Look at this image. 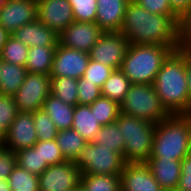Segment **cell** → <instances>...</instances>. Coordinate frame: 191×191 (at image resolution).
<instances>
[{
  "instance_id": "6da1fadb",
  "label": "cell",
  "mask_w": 191,
  "mask_h": 191,
  "mask_svg": "<svg viewBox=\"0 0 191 191\" xmlns=\"http://www.w3.org/2000/svg\"><path fill=\"white\" fill-rule=\"evenodd\" d=\"M178 21L179 16L152 14L130 0L119 32L129 44L168 46L176 51L181 47Z\"/></svg>"
},
{
  "instance_id": "7a4b0ae2",
  "label": "cell",
  "mask_w": 191,
  "mask_h": 191,
  "mask_svg": "<svg viewBox=\"0 0 191 191\" xmlns=\"http://www.w3.org/2000/svg\"><path fill=\"white\" fill-rule=\"evenodd\" d=\"M153 85L169 114H191V99L186 81L185 46H181L167 57Z\"/></svg>"
},
{
  "instance_id": "3957f363",
  "label": "cell",
  "mask_w": 191,
  "mask_h": 191,
  "mask_svg": "<svg viewBox=\"0 0 191 191\" xmlns=\"http://www.w3.org/2000/svg\"><path fill=\"white\" fill-rule=\"evenodd\" d=\"M191 152V114H170L156 124L149 158L182 161Z\"/></svg>"
},
{
  "instance_id": "277c9868",
  "label": "cell",
  "mask_w": 191,
  "mask_h": 191,
  "mask_svg": "<svg viewBox=\"0 0 191 191\" xmlns=\"http://www.w3.org/2000/svg\"><path fill=\"white\" fill-rule=\"evenodd\" d=\"M172 52L168 46L129 44L120 70L131 84L151 85L163 62Z\"/></svg>"
},
{
  "instance_id": "5b68a950",
  "label": "cell",
  "mask_w": 191,
  "mask_h": 191,
  "mask_svg": "<svg viewBox=\"0 0 191 191\" xmlns=\"http://www.w3.org/2000/svg\"><path fill=\"white\" fill-rule=\"evenodd\" d=\"M116 122L124 134L125 163H146L151 154L156 124L121 112Z\"/></svg>"
},
{
  "instance_id": "8992f818",
  "label": "cell",
  "mask_w": 191,
  "mask_h": 191,
  "mask_svg": "<svg viewBox=\"0 0 191 191\" xmlns=\"http://www.w3.org/2000/svg\"><path fill=\"white\" fill-rule=\"evenodd\" d=\"M120 112L155 124L170 115L162 105L153 84H131L120 104Z\"/></svg>"
},
{
  "instance_id": "52a82bcc",
  "label": "cell",
  "mask_w": 191,
  "mask_h": 191,
  "mask_svg": "<svg viewBox=\"0 0 191 191\" xmlns=\"http://www.w3.org/2000/svg\"><path fill=\"white\" fill-rule=\"evenodd\" d=\"M81 174L120 175L125 161L119 153L113 152L95 142H89L74 161Z\"/></svg>"
},
{
  "instance_id": "ba28073f",
  "label": "cell",
  "mask_w": 191,
  "mask_h": 191,
  "mask_svg": "<svg viewBox=\"0 0 191 191\" xmlns=\"http://www.w3.org/2000/svg\"><path fill=\"white\" fill-rule=\"evenodd\" d=\"M51 77L46 74L27 73L24 82L13 96L18 111L35 112L42 109L50 94Z\"/></svg>"
},
{
  "instance_id": "9c48e42d",
  "label": "cell",
  "mask_w": 191,
  "mask_h": 191,
  "mask_svg": "<svg viewBox=\"0 0 191 191\" xmlns=\"http://www.w3.org/2000/svg\"><path fill=\"white\" fill-rule=\"evenodd\" d=\"M81 171L74 161L50 165L39 176V191H73L80 187Z\"/></svg>"
},
{
  "instance_id": "30bf717a",
  "label": "cell",
  "mask_w": 191,
  "mask_h": 191,
  "mask_svg": "<svg viewBox=\"0 0 191 191\" xmlns=\"http://www.w3.org/2000/svg\"><path fill=\"white\" fill-rule=\"evenodd\" d=\"M128 39L120 32H104L90 51V59L120 69L128 49Z\"/></svg>"
},
{
  "instance_id": "8fae6325",
  "label": "cell",
  "mask_w": 191,
  "mask_h": 191,
  "mask_svg": "<svg viewBox=\"0 0 191 191\" xmlns=\"http://www.w3.org/2000/svg\"><path fill=\"white\" fill-rule=\"evenodd\" d=\"M37 141L33 113L18 111L16 117L7 128L1 145L5 149L17 152L33 147Z\"/></svg>"
},
{
  "instance_id": "7c38bea8",
  "label": "cell",
  "mask_w": 191,
  "mask_h": 191,
  "mask_svg": "<svg viewBox=\"0 0 191 191\" xmlns=\"http://www.w3.org/2000/svg\"><path fill=\"white\" fill-rule=\"evenodd\" d=\"M103 33L96 23L74 21L58 35V44L90 53Z\"/></svg>"
},
{
  "instance_id": "4fadbf2b",
  "label": "cell",
  "mask_w": 191,
  "mask_h": 191,
  "mask_svg": "<svg viewBox=\"0 0 191 191\" xmlns=\"http://www.w3.org/2000/svg\"><path fill=\"white\" fill-rule=\"evenodd\" d=\"M90 61V54L57 45L50 77H70L79 79Z\"/></svg>"
},
{
  "instance_id": "5bb4252c",
  "label": "cell",
  "mask_w": 191,
  "mask_h": 191,
  "mask_svg": "<svg viewBox=\"0 0 191 191\" xmlns=\"http://www.w3.org/2000/svg\"><path fill=\"white\" fill-rule=\"evenodd\" d=\"M37 20V0H7L0 7V25L11 35Z\"/></svg>"
},
{
  "instance_id": "9a60e30c",
  "label": "cell",
  "mask_w": 191,
  "mask_h": 191,
  "mask_svg": "<svg viewBox=\"0 0 191 191\" xmlns=\"http://www.w3.org/2000/svg\"><path fill=\"white\" fill-rule=\"evenodd\" d=\"M37 20L58 35L75 21L68 0H37Z\"/></svg>"
},
{
  "instance_id": "2e32d148",
  "label": "cell",
  "mask_w": 191,
  "mask_h": 191,
  "mask_svg": "<svg viewBox=\"0 0 191 191\" xmlns=\"http://www.w3.org/2000/svg\"><path fill=\"white\" fill-rule=\"evenodd\" d=\"M120 176L122 191H164L146 163H125Z\"/></svg>"
},
{
  "instance_id": "e0dca14e",
  "label": "cell",
  "mask_w": 191,
  "mask_h": 191,
  "mask_svg": "<svg viewBox=\"0 0 191 191\" xmlns=\"http://www.w3.org/2000/svg\"><path fill=\"white\" fill-rule=\"evenodd\" d=\"M130 0H97L95 23L104 32H119Z\"/></svg>"
},
{
  "instance_id": "ac0fdd59",
  "label": "cell",
  "mask_w": 191,
  "mask_h": 191,
  "mask_svg": "<svg viewBox=\"0 0 191 191\" xmlns=\"http://www.w3.org/2000/svg\"><path fill=\"white\" fill-rule=\"evenodd\" d=\"M11 35L29 48L35 46H57L59 38L54 30L38 20L25 24Z\"/></svg>"
},
{
  "instance_id": "d6986e66",
  "label": "cell",
  "mask_w": 191,
  "mask_h": 191,
  "mask_svg": "<svg viewBox=\"0 0 191 191\" xmlns=\"http://www.w3.org/2000/svg\"><path fill=\"white\" fill-rule=\"evenodd\" d=\"M146 164L164 190L177 188L181 176V161L171 158H149Z\"/></svg>"
},
{
  "instance_id": "ffe728a7",
  "label": "cell",
  "mask_w": 191,
  "mask_h": 191,
  "mask_svg": "<svg viewBox=\"0 0 191 191\" xmlns=\"http://www.w3.org/2000/svg\"><path fill=\"white\" fill-rule=\"evenodd\" d=\"M42 109L47 112L58 130L72 128L75 106L49 94L48 98L43 102Z\"/></svg>"
},
{
  "instance_id": "44dd1931",
  "label": "cell",
  "mask_w": 191,
  "mask_h": 191,
  "mask_svg": "<svg viewBox=\"0 0 191 191\" xmlns=\"http://www.w3.org/2000/svg\"><path fill=\"white\" fill-rule=\"evenodd\" d=\"M101 127L90 105L75 106L72 129L76 130L88 143L94 141Z\"/></svg>"
},
{
  "instance_id": "7402d4cb",
  "label": "cell",
  "mask_w": 191,
  "mask_h": 191,
  "mask_svg": "<svg viewBox=\"0 0 191 191\" xmlns=\"http://www.w3.org/2000/svg\"><path fill=\"white\" fill-rule=\"evenodd\" d=\"M57 46L30 47L25 68L27 73L50 75Z\"/></svg>"
},
{
  "instance_id": "603a6c76",
  "label": "cell",
  "mask_w": 191,
  "mask_h": 191,
  "mask_svg": "<svg viewBox=\"0 0 191 191\" xmlns=\"http://www.w3.org/2000/svg\"><path fill=\"white\" fill-rule=\"evenodd\" d=\"M27 69L1 60L0 94L14 96L24 82Z\"/></svg>"
},
{
  "instance_id": "cb8c5ba5",
  "label": "cell",
  "mask_w": 191,
  "mask_h": 191,
  "mask_svg": "<svg viewBox=\"0 0 191 191\" xmlns=\"http://www.w3.org/2000/svg\"><path fill=\"white\" fill-rule=\"evenodd\" d=\"M57 145L62 155L68 161H75L88 143L76 130H58L56 136Z\"/></svg>"
},
{
  "instance_id": "d4e9b609",
  "label": "cell",
  "mask_w": 191,
  "mask_h": 191,
  "mask_svg": "<svg viewBox=\"0 0 191 191\" xmlns=\"http://www.w3.org/2000/svg\"><path fill=\"white\" fill-rule=\"evenodd\" d=\"M130 85V80L120 69L113 70L101 87L102 96L116 101L120 105L124 101Z\"/></svg>"
},
{
  "instance_id": "484cf974",
  "label": "cell",
  "mask_w": 191,
  "mask_h": 191,
  "mask_svg": "<svg viewBox=\"0 0 191 191\" xmlns=\"http://www.w3.org/2000/svg\"><path fill=\"white\" fill-rule=\"evenodd\" d=\"M95 143L119 153L123 156L125 139L124 134L120 131L118 123L115 121L108 125L102 126L94 139Z\"/></svg>"
},
{
  "instance_id": "4316f807",
  "label": "cell",
  "mask_w": 191,
  "mask_h": 191,
  "mask_svg": "<svg viewBox=\"0 0 191 191\" xmlns=\"http://www.w3.org/2000/svg\"><path fill=\"white\" fill-rule=\"evenodd\" d=\"M78 79L70 77H51L50 94L63 102L76 106L78 104Z\"/></svg>"
},
{
  "instance_id": "83f0119b",
  "label": "cell",
  "mask_w": 191,
  "mask_h": 191,
  "mask_svg": "<svg viewBox=\"0 0 191 191\" xmlns=\"http://www.w3.org/2000/svg\"><path fill=\"white\" fill-rule=\"evenodd\" d=\"M80 186L85 191H122L120 175L82 174Z\"/></svg>"
},
{
  "instance_id": "f1b7e54d",
  "label": "cell",
  "mask_w": 191,
  "mask_h": 191,
  "mask_svg": "<svg viewBox=\"0 0 191 191\" xmlns=\"http://www.w3.org/2000/svg\"><path fill=\"white\" fill-rule=\"evenodd\" d=\"M28 51L29 47L27 45L9 35L0 51V57L4 62L25 67Z\"/></svg>"
},
{
  "instance_id": "f546056e",
  "label": "cell",
  "mask_w": 191,
  "mask_h": 191,
  "mask_svg": "<svg viewBox=\"0 0 191 191\" xmlns=\"http://www.w3.org/2000/svg\"><path fill=\"white\" fill-rule=\"evenodd\" d=\"M15 155L18 166L37 176L49 167L46 161H42L40 151L34 146L17 151Z\"/></svg>"
},
{
  "instance_id": "4dcf8cb0",
  "label": "cell",
  "mask_w": 191,
  "mask_h": 191,
  "mask_svg": "<svg viewBox=\"0 0 191 191\" xmlns=\"http://www.w3.org/2000/svg\"><path fill=\"white\" fill-rule=\"evenodd\" d=\"M90 108L102 126L115 122L120 114V105L104 96L96 99Z\"/></svg>"
},
{
  "instance_id": "1f68e13d",
  "label": "cell",
  "mask_w": 191,
  "mask_h": 191,
  "mask_svg": "<svg viewBox=\"0 0 191 191\" xmlns=\"http://www.w3.org/2000/svg\"><path fill=\"white\" fill-rule=\"evenodd\" d=\"M11 191H39V178L37 175L16 165L8 178Z\"/></svg>"
},
{
  "instance_id": "d6a6232c",
  "label": "cell",
  "mask_w": 191,
  "mask_h": 191,
  "mask_svg": "<svg viewBox=\"0 0 191 191\" xmlns=\"http://www.w3.org/2000/svg\"><path fill=\"white\" fill-rule=\"evenodd\" d=\"M34 126L38 140L51 141L56 139L58 129L43 109L33 112Z\"/></svg>"
},
{
  "instance_id": "836d02e7",
  "label": "cell",
  "mask_w": 191,
  "mask_h": 191,
  "mask_svg": "<svg viewBox=\"0 0 191 191\" xmlns=\"http://www.w3.org/2000/svg\"><path fill=\"white\" fill-rule=\"evenodd\" d=\"M68 2L73 10L75 21L95 23L97 0H68Z\"/></svg>"
},
{
  "instance_id": "e575fe53",
  "label": "cell",
  "mask_w": 191,
  "mask_h": 191,
  "mask_svg": "<svg viewBox=\"0 0 191 191\" xmlns=\"http://www.w3.org/2000/svg\"><path fill=\"white\" fill-rule=\"evenodd\" d=\"M34 147L40 151L42 161H46L49 166L67 161L62 155L56 139L51 141L38 140Z\"/></svg>"
},
{
  "instance_id": "d590c367",
  "label": "cell",
  "mask_w": 191,
  "mask_h": 191,
  "mask_svg": "<svg viewBox=\"0 0 191 191\" xmlns=\"http://www.w3.org/2000/svg\"><path fill=\"white\" fill-rule=\"evenodd\" d=\"M113 70V68L107 65L90 59L83 78L86 79L87 82L95 83L101 88Z\"/></svg>"
},
{
  "instance_id": "8d00e7d4",
  "label": "cell",
  "mask_w": 191,
  "mask_h": 191,
  "mask_svg": "<svg viewBox=\"0 0 191 191\" xmlns=\"http://www.w3.org/2000/svg\"><path fill=\"white\" fill-rule=\"evenodd\" d=\"M78 104L91 105L96 99L102 96L101 88L83 77L78 79Z\"/></svg>"
},
{
  "instance_id": "74e56055",
  "label": "cell",
  "mask_w": 191,
  "mask_h": 191,
  "mask_svg": "<svg viewBox=\"0 0 191 191\" xmlns=\"http://www.w3.org/2000/svg\"><path fill=\"white\" fill-rule=\"evenodd\" d=\"M18 113L14 97L0 94V127L6 132Z\"/></svg>"
},
{
  "instance_id": "f35d334b",
  "label": "cell",
  "mask_w": 191,
  "mask_h": 191,
  "mask_svg": "<svg viewBox=\"0 0 191 191\" xmlns=\"http://www.w3.org/2000/svg\"><path fill=\"white\" fill-rule=\"evenodd\" d=\"M152 14L179 16L171 7L169 0H133Z\"/></svg>"
},
{
  "instance_id": "ab89813d",
  "label": "cell",
  "mask_w": 191,
  "mask_h": 191,
  "mask_svg": "<svg viewBox=\"0 0 191 191\" xmlns=\"http://www.w3.org/2000/svg\"><path fill=\"white\" fill-rule=\"evenodd\" d=\"M178 32L181 46H191V4L179 15Z\"/></svg>"
},
{
  "instance_id": "60d3db41",
  "label": "cell",
  "mask_w": 191,
  "mask_h": 191,
  "mask_svg": "<svg viewBox=\"0 0 191 191\" xmlns=\"http://www.w3.org/2000/svg\"><path fill=\"white\" fill-rule=\"evenodd\" d=\"M17 165L15 152L0 145V180H8L13 168Z\"/></svg>"
},
{
  "instance_id": "b9f144b4",
  "label": "cell",
  "mask_w": 191,
  "mask_h": 191,
  "mask_svg": "<svg viewBox=\"0 0 191 191\" xmlns=\"http://www.w3.org/2000/svg\"><path fill=\"white\" fill-rule=\"evenodd\" d=\"M177 189L191 191V152L181 161V176Z\"/></svg>"
},
{
  "instance_id": "7bdbcfd3",
  "label": "cell",
  "mask_w": 191,
  "mask_h": 191,
  "mask_svg": "<svg viewBox=\"0 0 191 191\" xmlns=\"http://www.w3.org/2000/svg\"><path fill=\"white\" fill-rule=\"evenodd\" d=\"M186 81L191 99V46H185Z\"/></svg>"
},
{
  "instance_id": "ee69618b",
  "label": "cell",
  "mask_w": 191,
  "mask_h": 191,
  "mask_svg": "<svg viewBox=\"0 0 191 191\" xmlns=\"http://www.w3.org/2000/svg\"><path fill=\"white\" fill-rule=\"evenodd\" d=\"M172 9L181 15L191 4V0H169Z\"/></svg>"
},
{
  "instance_id": "f6af8a7d",
  "label": "cell",
  "mask_w": 191,
  "mask_h": 191,
  "mask_svg": "<svg viewBox=\"0 0 191 191\" xmlns=\"http://www.w3.org/2000/svg\"><path fill=\"white\" fill-rule=\"evenodd\" d=\"M10 34L0 25V51Z\"/></svg>"
},
{
  "instance_id": "bcb514c9",
  "label": "cell",
  "mask_w": 191,
  "mask_h": 191,
  "mask_svg": "<svg viewBox=\"0 0 191 191\" xmlns=\"http://www.w3.org/2000/svg\"><path fill=\"white\" fill-rule=\"evenodd\" d=\"M0 191H11L8 180H0Z\"/></svg>"
},
{
  "instance_id": "7dc6e473",
  "label": "cell",
  "mask_w": 191,
  "mask_h": 191,
  "mask_svg": "<svg viewBox=\"0 0 191 191\" xmlns=\"http://www.w3.org/2000/svg\"><path fill=\"white\" fill-rule=\"evenodd\" d=\"M5 133L6 132L0 127V145L3 143Z\"/></svg>"
},
{
  "instance_id": "c3c4849f",
  "label": "cell",
  "mask_w": 191,
  "mask_h": 191,
  "mask_svg": "<svg viewBox=\"0 0 191 191\" xmlns=\"http://www.w3.org/2000/svg\"><path fill=\"white\" fill-rule=\"evenodd\" d=\"M73 191H85L81 186Z\"/></svg>"
},
{
  "instance_id": "681fc988",
  "label": "cell",
  "mask_w": 191,
  "mask_h": 191,
  "mask_svg": "<svg viewBox=\"0 0 191 191\" xmlns=\"http://www.w3.org/2000/svg\"><path fill=\"white\" fill-rule=\"evenodd\" d=\"M7 0H0V7L6 2Z\"/></svg>"
},
{
  "instance_id": "f907efd6",
  "label": "cell",
  "mask_w": 191,
  "mask_h": 191,
  "mask_svg": "<svg viewBox=\"0 0 191 191\" xmlns=\"http://www.w3.org/2000/svg\"><path fill=\"white\" fill-rule=\"evenodd\" d=\"M164 191H180L179 189H168V190H164Z\"/></svg>"
}]
</instances>
